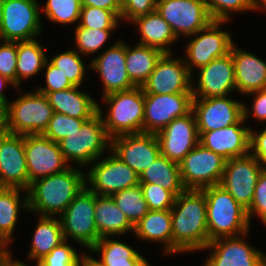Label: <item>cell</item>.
<instances>
[{"label":"cell","mask_w":266,"mask_h":266,"mask_svg":"<svg viewBox=\"0 0 266 266\" xmlns=\"http://www.w3.org/2000/svg\"><path fill=\"white\" fill-rule=\"evenodd\" d=\"M172 254L203 250L209 244L206 198L201 190H185L170 209Z\"/></svg>","instance_id":"1"},{"label":"cell","mask_w":266,"mask_h":266,"mask_svg":"<svg viewBox=\"0 0 266 266\" xmlns=\"http://www.w3.org/2000/svg\"><path fill=\"white\" fill-rule=\"evenodd\" d=\"M84 187V172L71 165L62 172L37 179L25 192L28 211L40 216L61 215Z\"/></svg>","instance_id":"2"},{"label":"cell","mask_w":266,"mask_h":266,"mask_svg":"<svg viewBox=\"0 0 266 266\" xmlns=\"http://www.w3.org/2000/svg\"><path fill=\"white\" fill-rule=\"evenodd\" d=\"M206 198V216L209 242L240 236L249 232L250 221L245 209L221 185L201 190Z\"/></svg>","instance_id":"3"},{"label":"cell","mask_w":266,"mask_h":266,"mask_svg":"<svg viewBox=\"0 0 266 266\" xmlns=\"http://www.w3.org/2000/svg\"><path fill=\"white\" fill-rule=\"evenodd\" d=\"M102 98L107 103L108 113L103 116L99 103L98 113L111 139L119 135L143 133L145 94L141 86L113 92Z\"/></svg>","instance_id":"4"},{"label":"cell","mask_w":266,"mask_h":266,"mask_svg":"<svg viewBox=\"0 0 266 266\" xmlns=\"http://www.w3.org/2000/svg\"><path fill=\"white\" fill-rule=\"evenodd\" d=\"M54 110L48 97L34 90L9 102L5 109L6 132L18 135L43 134Z\"/></svg>","instance_id":"5"},{"label":"cell","mask_w":266,"mask_h":266,"mask_svg":"<svg viewBox=\"0 0 266 266\" xmlns=\"http://www.w3.org/2000/svg\"><path fill=\"white\" fill-rule=\"evenodd\" d=\"M59 146L68 164L73 161L76 165L86 166L101 158L106 149L110 150L111 138L101 115L97 113L86 121L80 130L62 139Z\"/></svg>","instance_id":"6"},{"label":"cell","mask_w":266,"mask_h":266,"mask_svg":"<svg viewBox=\"0 0 266 266\" xmlns=\"http://www.w3.org/2000/svg\"><path fill=\"white\" fill-rule=\"evenodd\" d=\"M96 194L84 187L60 215L64 239L90 250L100 239L94 217Z\"/></svg>","instance_id":"7"},{"label":"cell","mask_w":266,"mask_h":266,"mask_svg":"<svg viewBox=\"0 0 266 266\" xmlns=\"http://www.w3.org/2000/svg\"><path fill=\"white\" fill-rule=\"evenodd\" d=\"M38 0H7L0 10V41H29L41 33Z\"/></svg>","instance_id":"8"},{"label":"cell","mask_w":266,"mask_h":266,"mask_svg":"<svg viewBox=\"0 0 266 266\" xmlns=\"http://www.w3.org/2000/svg\"><path fill=\"white\" fill-rule=\"evenodd\" d=\"M226 161L199 143L179 163L183 186L186 190H202L219 185Z\"/></svg>","instance_id":"9"},{"label":"cell","mask_w":266,"mask_h":266,"mask_svg":"<svg viewBox=\"0 0 266 266\" xmlns=\"http://www.w3.org/2000/svg\"><path fill=\"white\" fill-rule=\"evenodd\" d=\"M194 113L198 132L212 131L236 123H245L251 114L243 102L228 96L193 98Z\"/></svg>","instance_id":"10"},{"label":"cell","mask_w":266,"mask_h":266,"mask_svg":"<svg viewBox=\"0 0 266 266\" xmlns=\"http://www.w3.org/2000/svg\"><path fill=\"white\" fill-rule=\"evenodd\" d=\"M100 159L94 161L92 167H89L91 169L85 174L86 187L96 195L111 196L115 192L139 184V175L114 153L111 152L107 158Z\"/></svg>","instance_id":"11"},{"label":"cell","mask_w":266,"mask_h":266,"mask_svg":"<svg viewBox=\"0 0 266 266\" xmlns=\"http://www.w3.org/2000/svg\"><path fill=\"white\" fill-rule=\"evenodd\" d=\"M224 23L227 21H212L204 29L188 36L191 38L196 36V38H190L185 48L186 54H184L186 55L184 62L192 74L194 67L198 69L230 53L234 42L229 32L220 30Z\"/></svg>","instance_id":"12"},{"label":"cell","mask_w":266,"mask_h":266,"mask_svg":"<svg viewBox=\"0 0 266 266\" xmlns=\"http://www.w3.org/2000/svg\"><path fill=\"white\" fill-rule=\"evenodd\" d=\"M264 165L251 152L226 161L220 184L245 209L253 201L255 186Z\"/></svg>","instance_id":"13"},{"label":"cell","mask_w":266,"mask_h":266,"mask_svg":"<svg viewBox=\"0 0 266 266\" xmlns=\"http://www.w3.org/2000/svg\"><path fill=\"white\" fill-rule=\"evenodd\" d=\"M156 10L177 38L194 35L213 21L204 0H158Z\"/></svg>","instance_id":"14"},{"label":"cell","mask_w":266,"mask_h":266,"mask_svg":"<svg viewBox=\"0 0 266 266\" xmlns=\"http://www.w3.org/2000/svg\"><path fill=\"white\" fill-rule=\"evenodd\" d=\"M192 93L145 94L143 133L157 134L192 111Z\"/></svg>","instance_id":"15"},{"label":"cell","mask_w":266,"mask_h":266,"mask_svg":"<svg viewBox=\"0 0 266 266\" xmlns=\"http://www.w3.org/2000/svg\"><path fill=\"white\" fill-rule=\"evenodd\" d=\"M24 149L30 183L49 175L62 172L69 166L63 157L59 143L43 134L24 135Z\"/></svg>","instance_id":"16"},{"label":"cell","mask_w":266,"mask_h":266,"mask_svg":"<svg viewBox=\"0 0 266 266\" xmlns=\"http://www.w3.org/2000/svg\"><path fill=\"white\" fill-rule=\"evenodd\" d=\"M164 53L157 61L155 69L142 85L144 94L192 93V73L183 57L172 58Z\"/></svg>","instance_id":"17"},{"label":"cell","mask_w":266,"mask_h":266,"mask_svg":"<svg viewBox=\"0 0 266 266\" xmlns=\"http://www.w3.org/2000/svg\"><path fill=\"white\" fill-rule=\"evenodd\" d=\"M249 232L213 241L203 250H210L204 266H266V254L244 240Z\"/></svg>","instance_id":"18"},{"label":"cell","mask_w":266,"mask_h":266,"mask_svg":"<svg viewBox=\"0 0 266 266\" xmlns=\"http://www.w3.org/2000/svg\"><path fill=\"white\" fill-rule=\"evenodd\" d=\"M110 150L139 176L161 154L156 134L119 135L111 139Z\"/></svg>","instance_id":"19"},{"label":"cell","mask_w":266,"mask_h":266,"mask_svg":"<svg viewBox=\"0 0 266 266\" xmlns=\"http://www.w3.org/2000/svg\"><path fill=\"white\" fill-rule=\"evenodd\" d=\"M0 187L29 188L24 135L5 132L0 136Z\"/></svg>","instance_id":"20"},{"label":"cell","mask_w":266,"mask_h":266,"mask_svg":"<svg viewBox=\"0 0 266 266\" xmlns=\"http://www.w3.org/2000/svg\"><path fill=\"white\" fill-rule=\"evenodd\" d=\"M156 136L161 155L179 164L199 144L194 113L191 111L186 116L174 119Z\"/></svg>","instance_id":"21"},{"label":"cell","mask_w":266,"mask_h":266,"mask_svg":"<svg viewBox=\"0 0 266 266\" xmlns=\"http://www.w3.org/2000/svg\"><path fill=\"white\" fill-rule=\"evenodd\" d=\"M198 69V85H192L193 98L223 97L237 90L231 53Z\"/></svg>","instance_id":"22"},{"label":"cell","mask_w":266,"mask_h":266,"mask_svg":"<svg viewBox=\"0 0 266 266\" xmlns=\"http://www.w3.org/2000/svg\"><path fill=\"white\" fill-rule=\"evenodd\" d=\"M125 60L126 44L119 40L90 61L91 69L99 73L102 80L103 96L135 87L129 79Z\"/></svg>","instance_id":"23"},{"label":"cell","mask_w":266,"mask_h":266,"mask_svg":"<svg viewBox=\"0 0 266 266\" xmlns=\"http://www.w3.org/2000/svg\"><path fill=\"white\" fill-rule=\"evenodd\" d=\"M244 123L232 124L217 130L198 132L199 143L226 160L250 152V128Z\"/></svg>","instance_id":"24"},{"label":"cell","mask_w":266,"mask_h":266,"mask_svg":"<svg viewBox=\"0 0 266 266\" xmlns=\"http://www.w3.org/2000/svg\"><path fill=\"white\" fill-rule=\"evenodd\" d=\"M230 53L234 62L237 91L242 94L266 89V62L257 56L238 48L234 43Z\"/></svg>","instance_id":"25"},{"label":"cell","mask_w":266,"mask_h":266,"mask_svg":"<svg viewBox=\"0 0 266 266\" xmlns=\"http://www.w3.org/2000/svg\"><path fill=\"white\" fill-rule=\"evenodd\" d=\"M54 112L78 119H91L98 113V103L88 94L73 86L47 95Z\"/></svg>","instance_id":"26"},{"label":"cell","mask_w":266,"mask_h":266,"mask_svg":"<svg viewBox=\"0 0 266 266\" xmlns=\"http://www.w3.org/2000/svg\"><path fill=\"white\" fill-rule=\"evenodd\" d=\"M94 217L100 238L114 235L118 237L134 231V225L111 196L96 195Z\"/></svg>","instance_id":"27"},{"label":"cell","mask_w":266,"mask_h":266,"mask_svg":"<svg viewBox=\"0 0 266 266\" xmlns=\"http://www.w3.org/2000/svg\"><path fill=\"white\" fill-rule=\"evenodd\" d=\"M141 34L138 44L160 49L163 53H172L169 48L178 38L171 26L161 17L157 10L131 21Z\"/></svg>","instance_id":"28"},{"label":"cell","mask_w":266,"mask_h":266,"mask_svg":"<svg viewBox=\"0 0 266 266\" xmlns=\"http://www.w3.org/2000/svg\"><path fill=\"white\" fill-rule=\"evenodd\" d=\"M133 233L140 240L161 242L167 254L172 253V217L170 209L149 210L147 214L134 225Z\"/></svg>","instance_id":"29"},{"label":"cell","mask_w":266,"mask_h":266,"mask_svg":"<svg viewBox=\"0 0 266 266\" xmlns=\"http://www.w3.org/2000/svg\"><path fill=\"white\" fill-rule=\"evenodd\" d=\"M21 188L0 187V243L7 249L14 239L13 231L16 227L18 214L21 209L28 210L27 194L20 200Z\"/></svg>","instance_id":"30"},{"label":"cell","mask_w":266,"mask_h":266,"mask_svg":"<svg viewBox=\"0 0 266 266\" xmlns=\"http://www.w3.org/2000/svg\"><path fill=\"white\" fill-rule=\"evenodd\" d=\"M163 54L160 49L154 47L138 43L131 47L126 43V69L131 82L142 87Z\"/></svg>","instance_id":"31"},{"label":"cell","mask_w":266,"mask_h":266,"mask_svg":"<svg viewBox=\"0 0 266 266\" xmlns=\"http://www.w3.org/2000/svg\"><path fill=\"white\" fill-rule=\"evenodd\" d=\"M89 251L93 254L100 252V261L104 266H150L133 247L109 236L100 238Z\"/></svg>","instance_id":"32"},{"label":"cell","mask_w":266,"mask_h":266,"mask_svg":"<svg viewBox=\"0 0 266 266\" xmlns=\"http://www.w3.org/2000/svg\"><path fill=\"white\" fill-rule=\"evenodd\" d=\"M39 217L28 254V259L37 263L65 241L60 219L50 216Z\"/></svg>","instance_id":"33"},{"label":"cell","mask_w":266,"mask_h":266,"mask_svg":"<svg viewBox=\"0 0 266 266\" xmlns=\"http://www.w3.org/2000/svg\"><path fill=\"white\" fill-rule=\"evenodd\" d=\"M139 183L160 185L176 196L186 190L181 180L179 164L161 154L139 176Z\"/></svg>","instance_id":"34"},{"label":"cell","mask_w":266,"mask_h":266,"mask_svg":"<svg viewBox=\"0 0 266 266\" xmlns=\"http://www.w3.org/2000/svg\"><path fill=\"white\" fill-rule=\"evenodd\" d=\"M47 59L39 40L17 41V90L20 88L21 80L30 79L40 72Z\"/></svg>","instance_id":"35"},{"label":"cell","mask_w":266,"mask_h":266,"mask_svg":"<svg viewBox=\"0 0 266 266\" xmlns=\"http://www.w3.org/2000/svg\"><path fill=\"white\" fill-rule=\"evenodd\" d=\"M111 197L133 225L149 211L140 184L115 192Z\"/></svg>","instance_id":"36"},{"label":"cell","mask_w":266,"mask_h":266,"mask_svg":"<svg viewBox=\"0 0 266 266\" xmlns=\"http://www.w3.org/2000/svg\"><path fill=\"white\" fill-rule=\"evenodd\" d=\"M81 57L77 49L76 51L69 49L64 53L54 55L50 62L59 68V71L67 77L73 86L80 87L84 80L86 68H91V63H89V66L84 65L85 63Z\"/></svg>","instance_id":"37"},{"label":"cell","mask_w":266,"mask_h":266,"mask_svg":"<svg viewBox=\"0 0 266 266\" xmlns=\"http://www.w3.org/2000/svg\"><path fill=\"white\" fill-rule=\"evenodd\" d=\"M113 30L115 29H90L77 25L74 34L77 52L86 56L98 52L109 40Z\"/></svg>","instance_id":"38"},{"label":"cell","mask_w":266,"mask_h":266,"mask_svg":"<svg viewBox=\"0 0 266 266\" xmlns=\"http://www.w3.org/2000/svg\"><path fill=\"white\" fill-rule=\"evenodd\" d=\"M44 6L46 18L54 23L70 24L80 19L82 6L79 0H47Z\"/></svg>","instance_id":"39"},{"label":"cell","mask_w":266,"mask_h":266,"mask_svg":"<svg viewBox=\"0 0 266 266\" xmlns=\"http://www.w3.org/2000/svg\"><path fill=\"white\" fill-rule=\"evenodd\" d=\"M119 20L111 10L83 6L78 25L90 29H118Z\"/></svg>","instance_id":"40"},{"label":"cell","mask_w":266,"mask_h":266,"mask_svg":"<svg viewBox=\"0 0 266 266\" xmlns=\"http://www.w3.org/2000/svg\"><path fill=\"white\" fill-rule=\"evenodd\" d=\"M90 119H78L54 112L45 132L48 139L59 143L62 139L81 129L82 125Z\"/></svg>","instance_id":"41"},{"label":"cell","mask_w":266,"mask_h":266,"mask_svg":"<svg viewBox=\"0 0 266 266\" xmlns=\"http://www.w3.org/2000/svg\"><path fill=\"white\" fill-rule=\"evenodd\" d=\"M139 184L149 210H167L173 207L176 195L172 191L154 183Z\"/></svg>","instance_id":"42"},{"label":"cell","mask_w":266,"mask_h":266,"mask_svg":"<svg viewBox=\"0 0 266 266\" xmlns=\"http://www.w3.org/2000/svg\"><path fill=\"white\" fill-rule=\"evenodd\" d=\"M204 2L213 21L228 22L232 12L250 11L249 0H204Z\"/></svg>","instance_id":"43"},{"label":"cell","mask_w":266,"mask_h":266,"mask_svg":"<svg viewBox=\"0 0 266 266\" xmlns=\"http://www.w3.org/2000/svg\"><path fill=\"white\" fill-rule=\"evenodd\" d=\"M78 258L76 250L65 240L36 263V266H76Z\"/></svg>","instance_id":"44"},{"label":"cell","mask_w":266,"mask_h":266,"mask_svg":"<svg viewBox=\"0 0 266 266\" xmlns=\"http://www.w3.org/2000/svg\"><path fill=\"white\" fill-rule=\"evenodd\" d=\"M17 42L2 41L0 44V75L10 80L17 88Z\"/></svg>","instance_id":"45"},{"label":"cell","mask_w":266,"mask_h":266,"mask_svg":"<svg viewBox=\"0 0 266 266\" xmlns=\"http://www.w3.org/2000/svg\"><path fill=\"white\" fill-rule=\"evenodd\" d=\"M48 61L49 60L47 59L43 67L46 68L44 69L46 70L44 73L46 78V86H40V88L37 87L36 91L47 95L49 92L62 91L73 87L67 77L64 76L61 71H59V68Z\"/></svg>","instance_id":"46"},{"label":"cell","mask_w":266,"mask_h":266,"mask_svg":"<svg viewBox=\"0 0 266 266\" xmlns=\"http://www.w3.org/2000/svg\"><path fill=\"white\" fill-rule=\"evenodd\" d=\"M248 218L251 224V218L258 216L266 226V168L260 173L256 186L253 201L247 209Z\"/></svg>","instance_id":"47"},{"label":"cell","mask_w":266,"mask_h":266,"mask_svg":"<svg viewBox=\"0 0 266 266\" xmlns=\"http://www.w3.org/2000/svg\"><path fill=\"white\" fill-rule=\"evenodd\" d=\"M158 0H122L120 19L127 22L156 10Z\"/></svg>","instance_id":"48"},{"label":"cell","mask_w":266,"mask_h":266,"mask_svg":"<svg viewBox=\"0 0 266 266\" xmlns=\"http://www.w3.org/2000/svg\"><path fill=\"white\" fill-rule=\"evenodd\" d=\"M259 161H261L266 168V127L262 131L254 132L250 130V152Z\"/></svg>","instance_id":"49"},{"label":"cell","mask_w":266,"mask_h":266,"mask_svg":"<svg viewBox=\"0 0 266 266\" xmlns=\"http://www.w3.org/2000/svg\"><path fill=\"white\" fill-rule=\"evenodd\" d=\"M253 94L255 96L252 103V112L255 120H259L261 122H266V89L251 92L247 95L251 96Z\"/></svg>","instance_id":"50"},{"label":"cell","mask_w":266,"mask_h":266,"mask_svg":"<svg viewBox=\"0 0 266 266\" xmlns=\"http://www.w3.org/2000/svg\"><path fill=\"white\" fill-rule=\"evenodd\" d=\"M81 6H93L111 10L119 19L122 12V0H79Z\"/></svg>","instance_id":"51"},{"label":"cell","mask_w":266,"mask_h":266,"mask_svg":"<svg viewBox=\"0 0 266 266\" xmlns=\"http://www.w3.org/2000/svg\"><path fill=\"white\" fill-rule=\"evenodd\" d=\"M76 266H104L100 260L93 258L87 254L80 255Z\"/></svg>","instance_id":"52"},{"label":"cell","mask_w":266,"mask_h":266,"mask_svg":"<svg viewBox=\"0 0 266 266\" xmlns=\"http://www.w3.org/2000/svg\"><path fill=\"white\" fill-rule=\"evenodd\" d=\"M7 84L12 85V87H14L15 89H17L13 83L8 80L6 77H3L2 75H0V106L4 107L6 109L9 101L6 99L4 93H3V88L5 86H7Z\"/></svg>","instance_id":"53"},{"label":"cell","mask_w":266,"mask_h":266,"mask_svg":"<svg viewBox=\"0 0 266 266\" xmlns=\"http://www.w3.org/2000/svg\"><path fill=\"white\" fill-rule=\"evenodd\" d=\"M250 11L251 10H264L266 9V0H249Z\"/></svg>","instance_id":"54"},{"label":"cell","mask_w":266,"mask_h":266,"mask_svg":"<svg viewBox=\"0 0 266 266\" xmlns=\"http://www.w3.org/2000/svg\"><path fill=\"white\" fill-rule=\"evenodd\" d=\"M6 132L5 108L0 106V136Z\"/></svg>","instance_id":"55"},{"label":"cell","mask_w":266,"mask_h":266,"mask_svg":"<svg viewBox=\"0 0 266 266\" xmlns=\"http://www.w3.org/2000/svg\"><path fill=\"white\" fill-rule=\"evenodd\" d=\"M5 266H27V264L25 265L19 260L14 261V259L11 257V252L9 251V254L5 256Z\"/></svg>","instance_id":"56"},{"label":"cell","mask_w":266,"mask_h":266,"mask_svg":"<svg viewBox=\"0 0 266 266\" xmlns=\"http://www.w3.org/2000/svg\"><path fill=\"white\" fill-rule=\"evenodd\" d=\"M7 254H9V250L5 249V247L0 243V259L5 257Z\"/></svg>","instance_id":"57"},{"label":"cell","mask_w":266,"mask_h":266,"mask_svg":"<svg viewBox=\"0 0 266 266\" xmlns=\"http://www.w3.org/2000/svg\"><path fill=\"white\" fill-rule=\"evenodd\" d=\"M0 266H5V257L0 259Z\"/></svg>","instance_id":"58"},{"label":"cell","mask_w":266,"mask_h":266,"mask_svg":"<svg viewBox=\"0 0 266 266\" xmlns=\"http://www.w3.org/2000/svg\"><path fill=\"white\" fill-rule=\"evenodd\" d=\"M6 1H7V0H0V10H1L2 5H3Z\"/></svg>","instance_id":"59"}]
</instances>
